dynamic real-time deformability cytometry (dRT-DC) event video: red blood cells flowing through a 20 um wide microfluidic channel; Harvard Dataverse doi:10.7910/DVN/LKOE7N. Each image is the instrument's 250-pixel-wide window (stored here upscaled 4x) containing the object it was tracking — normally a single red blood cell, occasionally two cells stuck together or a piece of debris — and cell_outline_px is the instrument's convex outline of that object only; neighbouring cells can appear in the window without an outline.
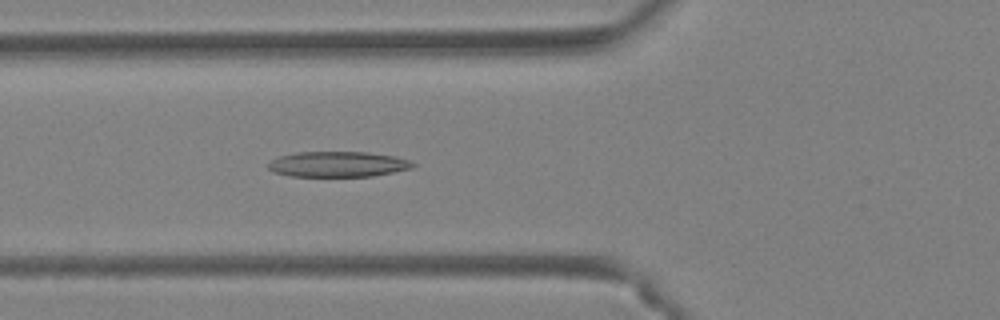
{"species": "Egyptian fruit bat (a non-hibernating species)", "species_latin": "Rousettus aegyptiacus", "temperature_condition": "warm", "stored_images_in_passage": 47, "camera_frame_rate_fps": 3000, "um_per_image_px": 0.085, "animal": {"sex": "female"}, "frame": {"image": 1, "passage_image": 18, "time_ms": 5.667, "image_size_px": [1000, 320], "cell_outline_px": [[416, 164], [412, 168], [372, 176], [292, 176], [272, 172], [268, 168], [268, 164], [272, 160], [280, 156], [296, 152], [368, 152], [396, 156], [408, 160]], "centroid_in_image_um": [28.72, 13.95], "position_along_channel_um": 97.1, "area_um2": 21.39}}
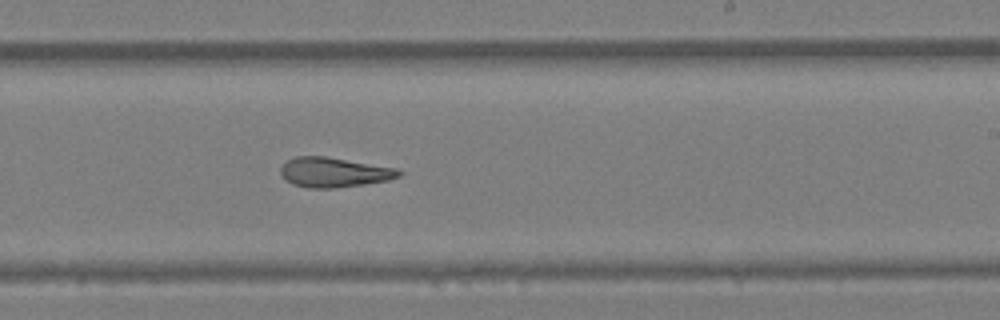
{"frame": {"image": 2, "passage_image": 29, "time_ms": 9.333, "image_size_px": [1000, 320], "cell_outline_px": [[404, 172], [400, 176], [388, 180], [364, 184], [336, 188], [308, 188], [292, 184], [284, 180], [280, 172], [280, 168], [288, 160], [296, 156], [324, 156], [396, 168]], "centroid_in_image_um": [28.37, 14.65], "position_along_channel_um": 260.6, "area_um2": 20.52}}
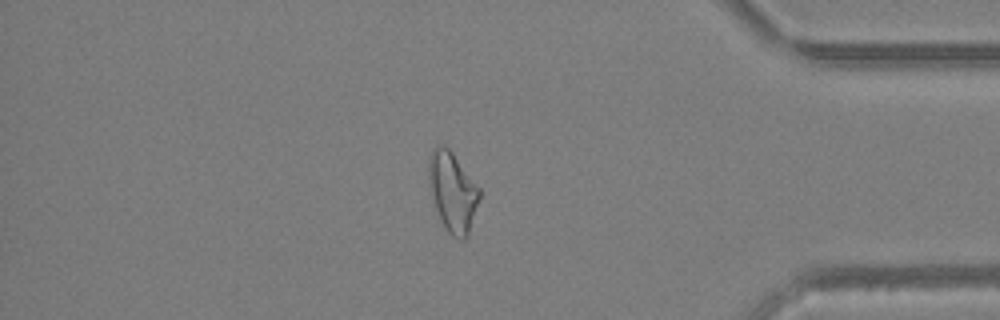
{"frame": {"image": 3, "passage_image": 40, "time_ms": 13.0, "image_size_px": [1000, 320], "cell_outline_px": [[480, 196], [468, 236], [464, 240], [456, 240], [444, 228], [440, 220], [428, 184], [428, 160], [432, 148], [436, 144], [444, 144], [452, 152], [480, 188]], "centroid_in_image_um": [38.45, 16.3], "position_along_channel_um": 396.7, "area_um2": 23.81}, "authors_computed_cell_mechanics": {"area_um2": 23.8136, "velocity_mm_per_s": 4.4562, "shape_relaxation_time_tau1_ms": null, "shape_relaxation_time_tau2_ms": 3.7759, "deformation_change_tau1": null, "deformation_change_tau2": 0.1586}}